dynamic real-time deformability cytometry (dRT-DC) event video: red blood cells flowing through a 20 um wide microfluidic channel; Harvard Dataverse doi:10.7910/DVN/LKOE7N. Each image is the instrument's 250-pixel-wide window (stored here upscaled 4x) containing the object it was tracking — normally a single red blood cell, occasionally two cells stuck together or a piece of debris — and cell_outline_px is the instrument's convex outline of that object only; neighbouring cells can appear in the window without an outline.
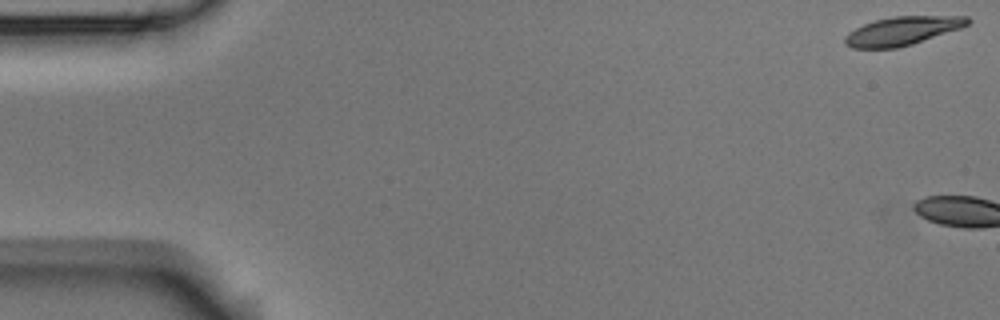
{"species": "Egyptian fruit bat (a non-hibernating species)", "species_latin": "Rousettus aegyptiacus", "temperature_condition": "room temperature", "stored_images_in_passage": 6, "camera_frame_rate_fps": 3000, "um_per_image_px": 0.085, "animal": {"sex": "male"}, "frame": {"image": 1, "passage_image": 1, "time_ms": 0.0, "image_size_px": [1000, 320], "cell_outline_px": [[972, 20], [968, 24], [960, 28], [912, 44], [896, 48], [852, 48], [844, 44], [844, 36], [848, 32], [864, 24], [876, 20], [892, 16], [968, 16]], "centroid_in_image_um": [76.67, 2.62], "position_along_channel_um": 8.3, "area_um2": 20.35}}
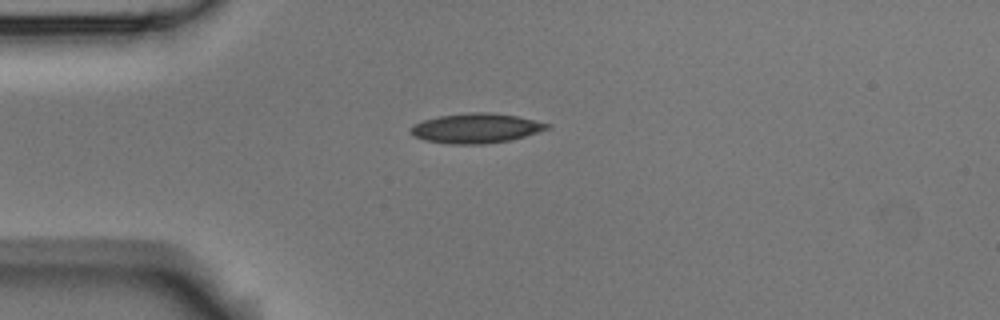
{"frame": {"image": 2, "passage_image": 6, "time_ms": 7.333, "image_size_px": [1000, 320], "cell_outline_px": [[552, 128], [524, 136], [508, 140], [484, 144], [452, 144], [424, 140], [416, 136], [408, 128], [424, 120], [440, 116], [468, 112], [488, 112], [516, 116], [536, 120], [552, 124]], "centroid_in_image_um": [40.51, 10.89], "position_along_channel_um": 44.5, "area_um2": 23.47}}